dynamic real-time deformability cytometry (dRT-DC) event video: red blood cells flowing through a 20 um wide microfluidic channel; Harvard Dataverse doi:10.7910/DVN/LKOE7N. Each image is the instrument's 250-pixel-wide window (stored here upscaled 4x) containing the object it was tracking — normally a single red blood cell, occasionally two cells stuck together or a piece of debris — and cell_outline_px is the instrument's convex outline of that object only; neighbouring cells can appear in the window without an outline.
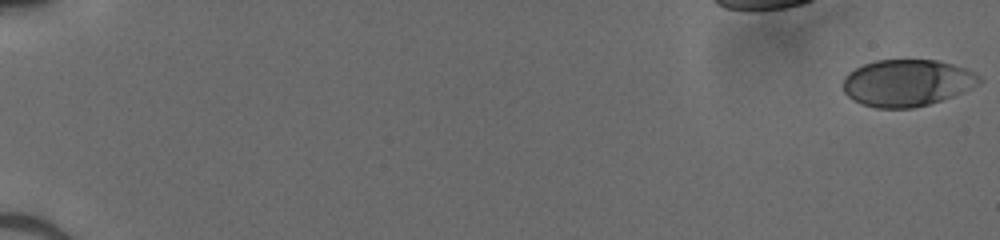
{"species": "human", "species_latin": "Homo sapiens", "temperature_condition": "cold", "stored_images_in_passage": 15, "camera_frame_rate_fps": 3000, "um_per_image_px": 0.085, "donor": {"sex": "male"}, "frame": {"image": 1, "passage_image": 1, "time_ms": 0.0, "image_size_px": [1000, 240], "cell_outline_px": [[984, 80], [980, 84], [972, 88], [952, 96], [928, 104], [912, 108], [876, 108], [860, 104], [852, 100], [844, 92], [844, 76], [848, 72], [864, 64], [876, 60], [936, 60], [952, 64], [976, 72]], "centroid_in_image_um": [77.1, 7.04], "position_along_channel_um": 7.9, "area_um2": 37.28}}